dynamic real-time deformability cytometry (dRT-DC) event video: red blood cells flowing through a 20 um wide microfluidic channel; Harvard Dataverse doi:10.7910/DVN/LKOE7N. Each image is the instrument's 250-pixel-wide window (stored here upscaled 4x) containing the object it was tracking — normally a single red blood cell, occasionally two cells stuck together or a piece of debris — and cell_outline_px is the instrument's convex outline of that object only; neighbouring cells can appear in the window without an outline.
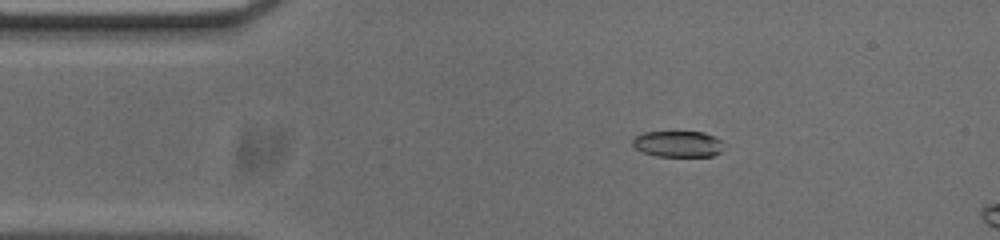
{"species": "common noctule bat (a hibernating species)", "species_latin": "Nyctalus noctula", "temperature_condition": "cold", "stored_images_in_passage": 5, "camera_frame_rate_fps": 3000, "um_per_image_px": 0.085, "animal": {"sex": "male", "body_mass_g": 20.0, "forearm_length_mm": 53.3}, "frame": {"image": 1, "passage_image": 1, "time_ms": 0.0, "image_size_px": [1000, 240], "cell_outline_px": [[720, 152], [712, 156], [656, 156], [644, 152], [636, 148], [632, 144], [632, 140], [636, 136], [644, 132], [704, 132], [716, 136], [720, 140]], "centroid_in_image_um": [57.6, 12.23], "position_along_channel_um": 27.4, "area_um2": 13.7}}